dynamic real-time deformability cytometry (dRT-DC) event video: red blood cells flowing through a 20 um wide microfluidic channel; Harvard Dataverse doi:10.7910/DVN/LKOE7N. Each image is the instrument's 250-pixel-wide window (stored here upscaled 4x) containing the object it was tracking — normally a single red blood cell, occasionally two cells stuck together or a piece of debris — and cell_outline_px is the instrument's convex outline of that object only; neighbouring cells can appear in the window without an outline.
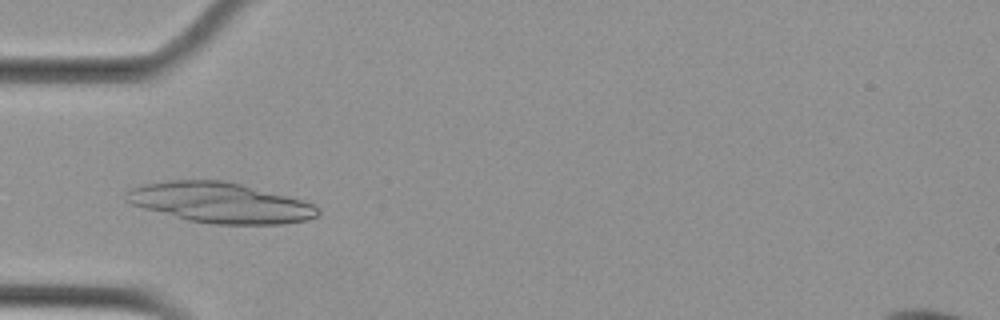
{"species": "Egyptian fruit bat (a non-hibernating species)", "species_latin": "Rousettus aegyptiacus", "temperature_condition": "cold", "stored_images_in_passage": 52, "camera_frame_rate_fps": 3000, "um_per_image_px": 0.085, "animal": {"sex": "female"}, "frame": {"image": 1, "passage_image": 16, "time_ms": 5.0, "image_size_px": [1000, 320], "cell_outline_px": [[320, 212], [316, 216], [308, 220], [280, 224], [216, 224], [188, 220], [144, 208], [132, 204], [124, 200], [128, 192], [132, 188], [144, 184], [168, 180], [224, 180], [240, 184], [300, 200], [312, 204]], "centroid_in_image_um": [18.68, 17.23], "position_along_channel_um": 66.3, "area_um2": 44.27}}
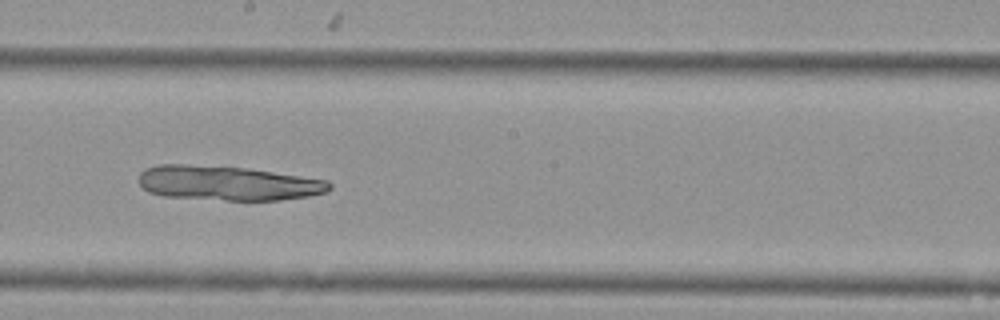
{"frame": {"image": 2, "passage_image": 29, "time_ms": 9.333, "image_size_px": [1000, 320], "cell_outline_px": [[332, 188], [324, 192], [308, 196], [280, 200], [228, 200], [164, 196], [148, 192], [140, 184], [140, 172], [144, 168], [160, 164], [188, 164], [244, 168], [328, 180], [332, 184]], "centroid_in_image_um": [19.33, 15.56], "position_along_channel_um": 228.9, "area_um2": 38.15}}
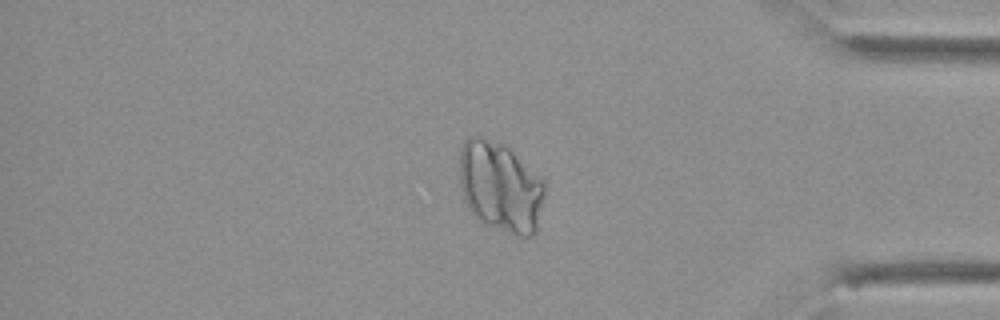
{"frame": {"image": 3, "passage_image": 44, "time_ms": 14.333, "image_size_px": [1000, 320], "cell_outline_px": [[544, 196], [536, 232], [532, 236], [512, 236], [484, 224], [476, 220], [468, 208], [464, 200], [460, 184], [460, 148], [464, 140], [468, 136], [480, 136], [504, 144], [544, 180]], "centroid_in_image_um": [42.51, 15.91], "position_along_channel_um": 392.7, "area_um2": 45.37}}